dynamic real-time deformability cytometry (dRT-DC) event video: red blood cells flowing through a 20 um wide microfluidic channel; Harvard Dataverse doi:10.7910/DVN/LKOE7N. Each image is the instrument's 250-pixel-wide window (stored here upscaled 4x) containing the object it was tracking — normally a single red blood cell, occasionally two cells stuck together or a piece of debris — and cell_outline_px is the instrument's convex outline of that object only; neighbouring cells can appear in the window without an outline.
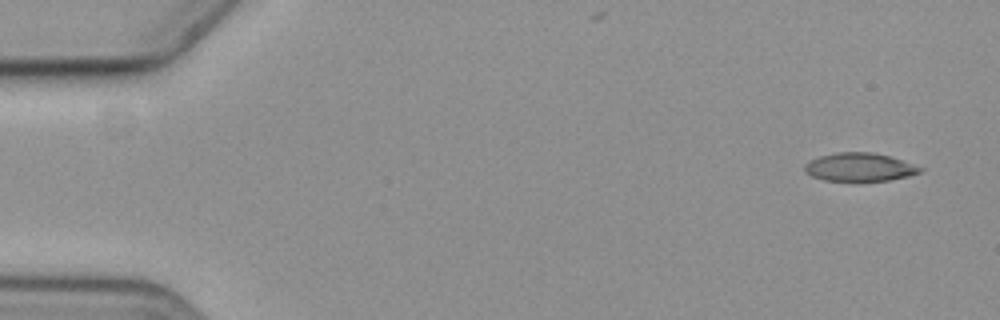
{"species": "common noctule bat (a hibernating species)", "species_latin": "Nyctalus noctula", "temperature_condition": "cold", "stored_images_in_passage": 6, "camera_frame_rate_fps": 3000, "um_per_image_px": 0.085, "animal": {"sex": "female", "body_mass_g": 19.3, "forearm_length_mm": 54.1}, "frame": {"image": 1, "passage_image": 1, "time_ms": 0.0, "image_size_px": [1000, 320], "cell_outline_px": [[924, 168], [920, 172], [908, 176], [888, 180], [824, 180], [812, 176], [804, 172], [804, 164], [808, 160], [820, 156], [836, 152], [876, 152]], "centroid_in_image_um": [73.01, 14.19], "position_along_channel_um": 12.0, "area_um2": 18.84}}
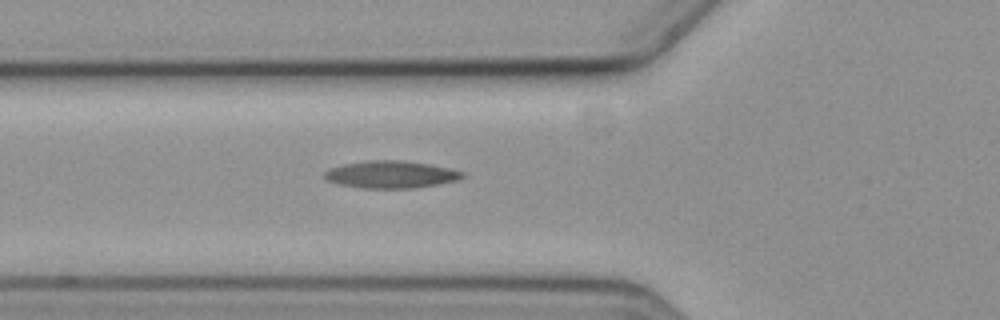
{"frame": {"image": 2, "passage_image": 6, "time_ms": 6.0, "image_size_px": [1000, 320], "cell_outline_px": [[464, 176], [456, 180], [440, 184], [416, 188], [360, 188], [336, 184], [324, 180], [324, 172], [328, 168], [344, 164], [368, 160], [400, 160], [428, 164], [448, 168], [464, 172]], "centroid_in_image_um": [33.16, 14.84], "position_along_channel_um": 92.6, "area_um2": 22.08}}